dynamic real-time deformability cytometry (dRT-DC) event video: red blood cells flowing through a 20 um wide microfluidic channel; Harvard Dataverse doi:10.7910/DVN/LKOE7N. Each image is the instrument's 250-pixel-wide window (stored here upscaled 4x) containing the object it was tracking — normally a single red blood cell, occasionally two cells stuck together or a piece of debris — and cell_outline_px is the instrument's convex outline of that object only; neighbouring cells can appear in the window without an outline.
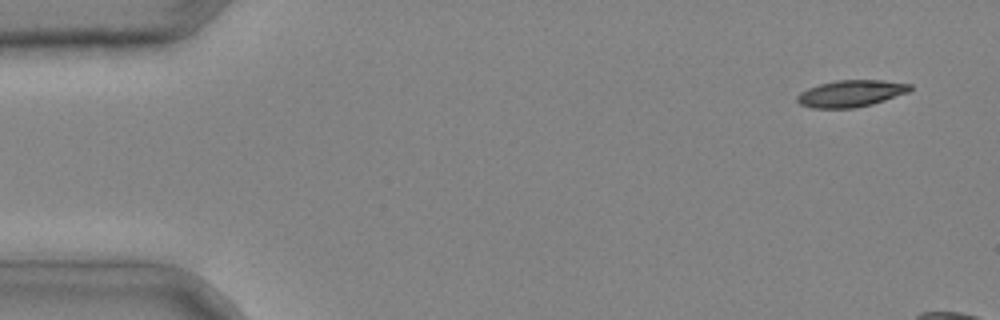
{"species": "common noctule bat (a hibernating species)", "species_latin": "Nyctalus noctula", "temperature_condition": "cold", "stored_images_in_passage": 4, "camera_frame_rate_fps": 3000, "um_per_image_px": 0.085, "animal": {"sex": "male", "body_mass_g": 20.4}, "frame": {"image": 1, "passage_image": 1, "time_ms": 0.0, "image_size_px": [1000, 320], "cell_outline_px": [[912, 88], [908, 92], [872, 104], [856, 108], [812, 108], [800, 104], [796, 100], [796, 96], [800, 92], [808, 88], [820, 84], [836, 80], [884, 80], [912, 84]], "centroid_in_image_um": [72.32, 7.94], "position_along_channel_um": 12.7, "area_um2": 17.63}}